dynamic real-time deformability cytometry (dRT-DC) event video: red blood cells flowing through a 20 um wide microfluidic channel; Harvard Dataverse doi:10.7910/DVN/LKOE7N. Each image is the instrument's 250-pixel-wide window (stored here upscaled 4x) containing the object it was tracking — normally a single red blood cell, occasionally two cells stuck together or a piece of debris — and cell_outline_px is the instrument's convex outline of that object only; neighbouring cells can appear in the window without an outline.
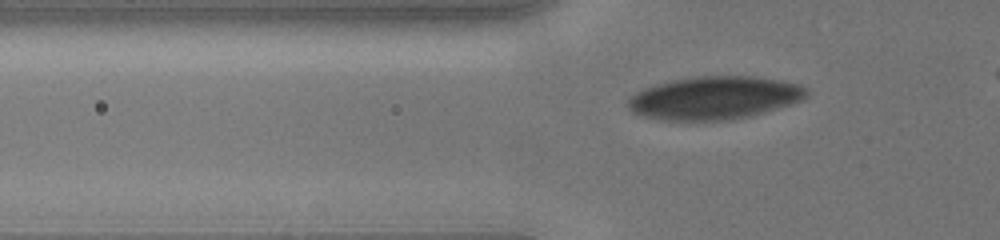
{"species": "human", "species_latin": "Homo sapiens", "temperature_condition": "cold", "stored_images_in_passage": 11, "camera_frame_rate_fps": 3000, "um_per_image_px": 0.085, "donor": {"sex": "male"}, "frame": {"image": 1, "passage_image": 8, "time_ms": 3.0, "image_size_px": [1000, 240], "cell_outline_px": [[808, 96], [800, 100], [764, 112], [732, 120], [660, 120], [644, 116], [632, 112], [628, 108], [628, 100], [636, 92], [644, 88], [656, 84], [672, 80], [700, 76], [752, 76], [780, 80], [800, 84], [808, 88]], "centroid_in_image_um": [60.72, 8.31], "position_along_channel_um": 65.1, "area_um2": 44.56}}
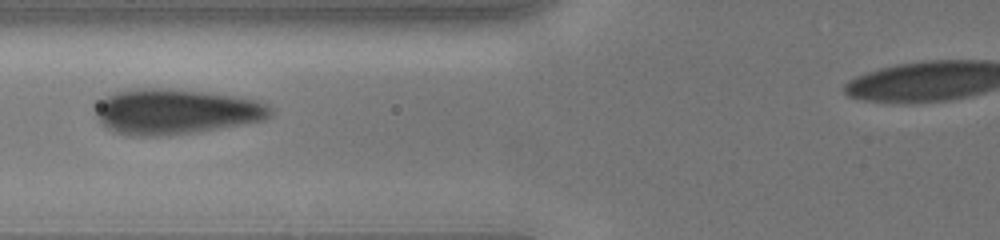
{"frame": {"image": 2, "passage_image": 10, "time_ms": 4.333, "image_size_px": [1000, 240], "cell_outline_px": [[272, 116], [264, 120], [168, 136], [124, 136], [112, 132], [100, 124], [96, 116], [92, 104], [104, 96], [116, 92], [136, 88], [168, 88], [208, 92], [240, 96], [256, 100], [268, 104], [272, 108]], "centroid_in_image_um": [14.85, 9.48], "position_along_channel_um": 110.9, "area_um2": 47.05}}